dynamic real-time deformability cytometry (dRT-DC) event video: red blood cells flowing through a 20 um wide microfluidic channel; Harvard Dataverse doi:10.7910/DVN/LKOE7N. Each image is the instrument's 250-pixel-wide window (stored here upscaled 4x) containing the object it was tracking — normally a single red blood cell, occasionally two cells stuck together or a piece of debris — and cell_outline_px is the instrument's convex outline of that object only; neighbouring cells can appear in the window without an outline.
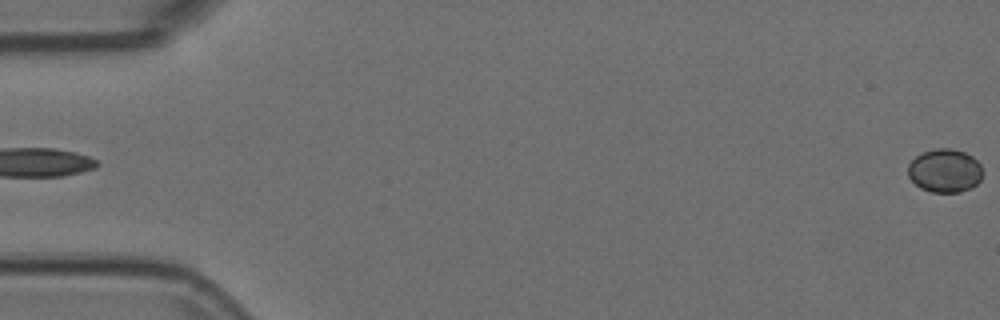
{"species": "Egyptian fruit bat (a non-hibernating species)", "species_latin": "Rousettus aegyptiacus", "temperature_condition": "room temperature", "stored_images_in_passage": 2, "segment_of_instrument_passage": [2, 2], "camera_frame_rate_fps": 3000, "um_per_image_px": 0.085, "animal": {"sex": "female"}, "frame": {"image": 1, "passage_image": 2, "time_ms": 0.333, "image_size_px": [1000, 320], "cell_outline_px": [[984, 172], [980, 180], [976, 184], [960, 192], [932, 192], [920, 188], [908, 176], [908, 164], [916, 156], [924, 152], [936, 148], [952, 148], [964, 152], [972, 156], [980, 164]], "centroid_in_image_um": [80.32, 14.5], "position_along_channel_um": 4.7, "area_um2": 18.9}}